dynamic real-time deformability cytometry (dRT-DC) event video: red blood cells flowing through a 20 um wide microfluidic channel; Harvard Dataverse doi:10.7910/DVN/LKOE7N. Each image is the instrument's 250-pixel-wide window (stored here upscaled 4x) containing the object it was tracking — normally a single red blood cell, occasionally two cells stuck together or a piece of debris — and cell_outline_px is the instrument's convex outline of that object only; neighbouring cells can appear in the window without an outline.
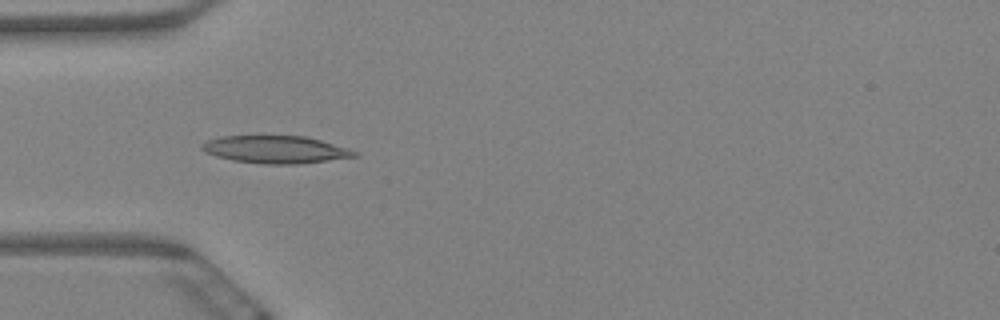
{"species": "Egyptian fruit bat (a non-hibernating species)", "species_latin": "Rousettus aegyptiacus", "temperature_condition": "warm", "stored_images_in_passage": 6, "camera_frame_rate_fps": 3000, "um_per_image_px": 0.085, "animal": {"sex": "female"}, "frame": {"image": 1, "passage_image": 6, "time_ms": 1.667, "image_size_px": [1000, 320], "cell_outline_px": [[360, 156], [300, 164], [264, 164], [232, 160], [216, 156], [204, 152], [200, 148], [200, 144], [208, 140], [220, 136], [304, 136], [320, 140], [348, 148], [360, 152]], "centroid_in_image_um": [23.43, 12.71], "position_along_channel_um": 61.6, "area_um2": 24.62}}